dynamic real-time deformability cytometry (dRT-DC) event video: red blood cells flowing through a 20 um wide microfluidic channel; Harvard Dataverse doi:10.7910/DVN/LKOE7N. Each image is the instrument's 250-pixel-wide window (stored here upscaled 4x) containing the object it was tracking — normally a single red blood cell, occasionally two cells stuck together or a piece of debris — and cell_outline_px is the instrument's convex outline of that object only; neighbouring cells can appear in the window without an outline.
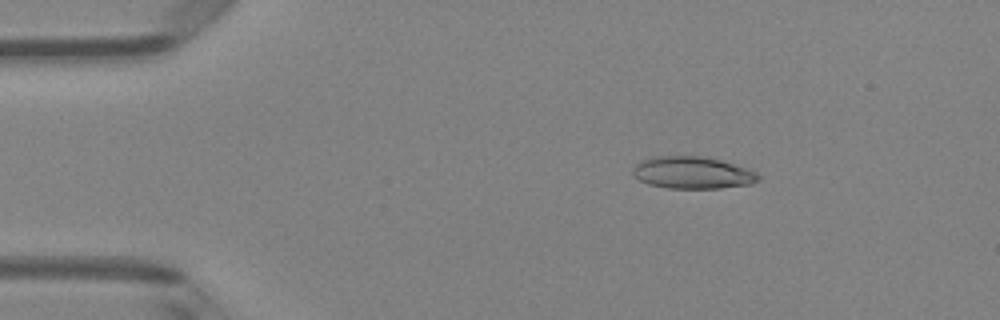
{"species": "Egyptian fruit bat (a non-hibernating species)", "species_latin": "Rousettus aegyptiacus", "temperature_condition": "room temperature", "stored_images_in_passage": 4, "camera_frame_rate_fps": 3000, "um_per_image_px": 0.085, "animal": {"sex": "female"}, "frame": {"image": 1, "passage_image": 3, "time_ms": 2.333, "image_size_px": [1000, 320], "cell_outline_px": [[760, 180], [752, 184], [720, 188], [668, 188], [648, 184], [632, 176], [632, 168], [640, 160], [652, 156], [700, 156], [720, 160], [748, 168], [756, 172], [760, 176]], "centroid_in_image_um": [58.84, 14.68], "position_along_channel_um": 26.2, "area_um2": 23.7}}